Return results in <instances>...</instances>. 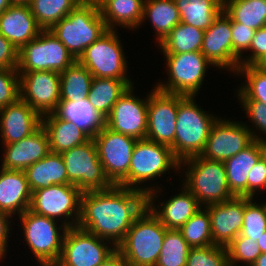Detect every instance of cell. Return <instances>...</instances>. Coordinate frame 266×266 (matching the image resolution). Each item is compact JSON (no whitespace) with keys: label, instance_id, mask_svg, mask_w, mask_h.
<instances>
[{"label":"cell","instance_id":"49","mask_svg":"<svg viewBox=\"0 0 266 266\" xmlns=\"http://www.w3.org/2000/svg\"><path fill=\"white\" fill-rule=\"evenodd\" d=\"M18 50L0 34V69H17Z\"/></svg>","mask_w":266,"mask_h":266},{"label":"cell","instance_id":"14","mask_svg":"<svg viewBox=\"0 0 266 266\" xmlns=\"http://www.w3.org/2000/svg\"><path fill=\"white\" fill-rule=\"evenodd\" d=\"M104 240L78 226L68 228L55 266H98L117 249L108 247V240Z\"/></svg>","mask_w":266,"mask_h":266},{"label":"cell","instance_id":"2","mask_svg":"<svg viewBox=\"0 0 266 266\" xmlns=\"http://www.w3.org/2000/svg\"><path fill=\"white\" fill-rule=\"evenodd\" d=\"M168 229L146 206L117 246L128 266H155Z\"/></svg>","mask_w":266,"mask_h":266},{"label":"cell","instance_id":"30","mask_svg":"<svg viewBox=\"0 0 266 266\" xmlns=\"http://www.w3.org/2000/svg\"><path fill=\"white\" fill-rule=\"evenodd\" d=\"M132 86L130 79L93 78L88 101L91 106L105 119L113 105Z\"/></svg>","mask_w":266,"mask_h":266},{"label":"cell","instance_id":"9","mask_svg":"<svg viewBox=\"0 0 266 266\" xmlns=\"http://www.w3.org/2000/svg\"><path fill=\"white\" fill-rule=\"evenodd\" d=\"M61 155L68 184L75 185L81 192L106 190L113 186L104 173L93 138Z\"/></svg>","mask_w":266,"mask_h":266},{"label":"cell","instance_id":"20","mask_svg":"<svg viewBox=\"0 0 266 266\" xmlns=\"http://www.w3.org/2000/svg\"><path fill=\"white\" fill-rule=\"evenodd\" d=\"M205 207L210 215L213 243L226 247L241 234L245 197H234Z\"/></svg>","mask_w":266,"mask_h":266},{"label":"cell","instance_id":"15","mask_svg":"<svg viewBox=\"0 0 266 266\" xmlns=\"http://www.w3.org/2000/svg\"><path fill=\"white\" fill-rule=\"evenodd\" d=\"M81 195L75 185H51L32 192L29 210L55 220L61 216L72 219L71 216L75 215V220L72 219V227H75L80 219Z\"/></svg>","mask_w":266,"mask_h":266},{"label":"cell","instance_id":"52","mask_svg":"<svg viewBox=\"0 0 266 266\" xmlns=\"http://www.w3.org/2000/svg\"><path fill=\"white\" fill-rule=\"evenodd\" d=\"M261 253H266V230L261 234L260 238L257 239Z\"/></svg>","mask_w":266,"mask_h":266},{"label":"cell","instance_id":"48","mask_svg":"<svg viewBox=\"0 0 266 266\" xmlns=\"http://www.w3.org/2000/svg\"><path fill=\"white\" fill-rule=\"evenodd\" d=\"M241 103L256 129L266 135V105L256 100H241Z\"/></svg>","mask_w":266,"mask_h":266},{"label":"cell","instance_id":"56","mask_svg":"<svg viewBox=\"0 0 266 266\" xmlns=\"http://www.w3.org/2000/svg\"><path fill=\"white\" fill-rule=\"evenodd\" d=\"M255 66L266 71V54Z\"/></svg>","mask_w":266,"mask_h":266},{"label":"cell","instance_id":"33","mask_svg":"<svg viewBox=\"0 0 266 266\" xmlns=\"http://www.w3.org/2000/svg\"><path fill=\"white\" fill-rule=\"evenodd\" d=\"M147 17L155 28L159 44L181 22L174 0H144L142 22Z\"/></svg>","mask_w":266,"mask_h":266},{"label":"cell","instance_id":"11","mask_svg":"<svg viewBox=\"0 0 266 266\" xmlns=\"http://www.w3.org/2000/svg\"><path fill=\"white\" fill-rule=\"evenodd\" d=\"M167 59L168 81L158 83L160 91L183 96H196L204 80L206 68L213 65L201 51L164 54Z\"/></svg>","mask_w":266,"mask_h":266},{"label":"cell","instance_id":"4","mask_svg":"<svg viewBox=\"0 0 266 266\" xmlns=\"http://www.w3.org/2000/svg\"><path fill=\"white\" fill-rule=\"evenodd\" d=\"M194 100V96L178 94L173 155L179 162L203 152L211 127L217 120L199 108Z\"/></svg>","mask_w":266,"mask_h":266},{"label":"cell","instance_id":"54","mask_svg":"<svg viewBox=\"0 0 266 266\" xmlns=\"http://www.w3.org/2000/svg\"><path fill=\"white\" fill-rule=\"evenodd\" d=\"M10 0H0V14L11 6Z\"/></svg>","mask_w":266,"mask_h":266},{"label":"cell","instance_id":"55","mask_svg":"<svg viewBox=\"0 0 266 266\" xmlns=\"http://www.w3.org/2000/svg\"><path fill=\"white\" fill-rule=\"evenodd\" d=\"M32 0H10L12 5H30Z\"/></svg>","mask_w":266,"mask_h":266},{"label":"cell","instance_id":"5","mask_svg":"<svg viewBox=\"0 0 266 266\" xmlns=\"http://www.w3.org/2000/svg\"><path fill=\"white\" fill-rule=\"evenodd\" d=\"M182 164L188 165L184 186L200 205L217 204L235 197L229 190L226 169L222 161L208 160L198 155L179 162V170Z\"/></svg>","mask_w":266,"mask_h":266},{"label":"cell","instance_id":"28","mask_svg":"<svg viewBox=\"0 0 266 266\" xmlns=\"http://www.w3.org/2000/svg\"><path fill=\"white\" fill-rule=\"evenodd\" d=\"M107 29L122 25L137 28L142 24L144 0H96Z\"/></svg>","mask_w":266,"mask_h":266},{"label":"cell","instance_id":"53","mask_svg":"<svg viewBox=\"0 0 266 266\" xmlns=\"http://www.w3.org/2000/svg\"><path fill=\"white\" fill-rule=\"evenodd\" d=\"M251 266H266V253H261Z\"/></svg>","mask_w":266,"mask_h":266},{"label":"cell","instance_id":"42","mask_svg":"<svg viewBox=\"0 0 266 266\" xmlns=\"http://www.w3.org/2000/svg\"><path fill=\"white\" fill-rule=\"evenodd\" d=\"M186 266H230L227 248L215 244L191 248Z\"/></svg>","mask_w":266,"mask_h":266},{"label":"cell","instance_id":"16","mask_svg":"<svg viewBox=\"0 0 266 266\" xmlns=\"http://www.w3.org/2000/svg\"><path fill=\"white\" fill-rule=\"evenodd\" d=\"M20 98L41 116L54 113L60 103V73L19 72Z\"/></svg>","mask_w":266,"mask_h":266},{"label":"cell","instance_id":"43","mask_svg":"<svg viewBox=\"0 0 266 266\" xmlns=\"http://www.w3.org/2000/svg\"><path fill=\"white\" fill-rule=\"evenodd\" d=\"M229 265L237 266L236 262L242 261L251 266L261 254L259 245L253 238L239 234L227 246Z\"/></svg>","mask_w":266,"mask_h":266},{"label":"cell","instance_id":"17","mask_svg":"<svg viewBox=\"0 0 266 266\" xmlns=\"http://www.w3.org/2000/svg\"><path fill=\"white\" fill-rule=\"evenodd\" d=\"M178 94L166 93L155 87L148 96L146 139L171 148L176 132Z\"/></svg>","mask_w":266,"mask_h":266},{"label":"cell","instance_id":"27","mask_svg":"<svg viewBox=\"0 0 266 266\" xmlns=\"http://www.w3.org/2000/svg\"><path fill=\"white\" fill-rule=\"evenodd\" d=\"M183 190L166 201L167 203L162 202L161 208L163 209L159 208L158 210L155 205H147L167 229L178 230L201 209V205L194 195L185 186H183Z\"/></svg>","mask_w":266,"mask_h":266},{"label":"cell","instance_id":"47","mask_svg":"<svg viewBox=\"0 0 266 266\" xmlns=\"http://www.w3.org/2000/svg\"><path fill=\"white\" fill-rule=\"evenodd\" d=\"M249 50H252L251 56L240 59L239 66H255L266 54V26L255 30Z\"/></svg>","mask_w":266,"mask_h":266},{"label":"cell","instance_id":"6","mask_svg":"<svg viewBox=\"0 0 266 266\" xmlns=\"http://www.w3.org/2000/svg\"><path fill=\"white\" fill-rule=\"evenodd\" d=\"M172 167L179 169V161L174 157L170 147L148 139L137 140L129 166V188L146 193L147 205H154L157 189L154 187L153 189L139 188L133 185L141 184L143 181L151 180V178L153 180Z\"/></svg>","mask_w":266,"mask_h":266},{"label":"cell","instance_id":"21","mask_svg":"<svg viewBox=\"0 0 266 266\" xmlns=\"http://www.w3.org/2000/svg\"><path fill=\"white\" fill-rule=\"evenodd\" d=\"M2 142L11 144L32 135L42 126V116L19 98L0 108Z\"/></svg>","mask_w":266,"mask_h":266},{"label":"cell","instance_id":"31","mask_svg":"<svg viewBox=\"0 0 266 266\" xmlns=\"http://www.w3.org/2000/svg\"><path fill=\"white\" fill-rule=\"evenodd\" d=\"M63 120L72 122L93 138L104 126V118L91 106L88 98L60 102L54 112Z\"/></svg>","mask_w":266,"mask_h":266},{"label":"cell","instance_id":"22","mask_svg":"<svg viewBox=\"0 0 266 266\" xmlns=\"http://www.w3.org/2000/svg\"><path fill=\"white\" fill-rule=\"evenodd\" d=\"M5 145L2 167L7 170L25 171L50 153L49 139L41 126L32 135Z\"/></svg>","mask_w":266,"mask_h":266},{"label":"cell","instance_id":"19","mask_svg":"<svg viewBox=\"0 0 266 266\" xmlns=\"http://www.w3.org/2000/svg\"><path fill=\"white\" fill-rule=\"evenodd\" d=\"M201 53L216 67L233 73L240 67L233 59L231 18L222 10L205 30ZM235 69V70H234Z\"/></svg>","mask_w":266,"mask_h":266},{"label":"cell","instance_id":"7","mask_svg":"<svg viewBox=\"0 0 266 266\" xmlns=\"http://www.w3.org/2000/svg\"><path fill=\"white\" fill-rule=\"evenodd\" d=\"M24 229V238L41 266H55L62 253L65 232L72 223H62L57 227L55 219L37 215L29 209L20 216ZM59 228V229H58ZM60 229L63 231L60 235Z\"/></svg>","mask_w":266,"mask_h":266},{"label":"cell","instance_id":"29","mask_svg":"<svg viewBox=\"0 0 266 266\" xmlns=\"http://www.w3.org/2000/svg\"><path fill=\"white\" fill-rule=\"evenodd\" d=\"M31 191L56 184H68L66 166L59 153L50 152L25 170Z\"/></svg>","mask_w":266,"mask_h":266},{"label":"cell","instance_id":"37","mask_svg":"<svg viewBox=\"0 0 266 266\" xmlns=\"http://www.w3.org/2000/svg\"><path fill=\"white\" fill-rule=\"evenodd\" d=\"M81 2L82 0H32L29 6L37 24L43 30H49Z\"/></svg>","mask_w":266,"mask_h":266},{"label":"cell","instance_id":"38","mask_svg":"<svg viewBox=\"0 0 266 266\" xmlns=\"http://www.w3.org/2000/svg\"><path fill=\"white\" fill-rule=\"evenodd\" d=\"M178 230L192 248L207 247L214 244L211 220L207 209L198 210Z\"/></svg>","mask_w":266,"mask_h":266},{"label":"cell","instance_id":"41","mask_svg":"<svg viewBox=\"0 0 266 266\" xmlns=\"http://www.w3.org/2000/svg\"><path fill=\"white\" fill-rule=\"evenodd\" d=\"M251 197H245V211L241 235L257 241L266 230V203L261 205L252 202Z\"/></svg>","mask_w":266,"mask_h":266},{"label":"cell","instance_id":"45","mask_svg":"<svg viewBox=\"0 0 266 266\" xmlns=\"http://www.w3.org/2000/svg\"><path fill=\"white\" fill-rule=\"evenodd\" d=\"M233 59L239 64L242 52L249 50L255 30L231 19Z\"/></svg>","mask_w":266,"mask_h":266},{"label":"cell","instance_id":"34","mask_svg":"<svg viewBox=\"0 0 266 266\" xmlns=\"http://www.w3.org/2000/svg\"><path fill=\"white\" fill-rule=\"evenodd\" d=\"M92 80V74L76 60L65 71L60 72V102L88 98Z\"/></svg>","mask_w":266,"mask_h":266},{"label":"cell","instance_id":"25","mask_svg":"<svg viewBox=\"0 0 266 266\" xmlns=\"http://www.w3.org/2000/svg\"><path fill=\"white\" fill-rule=\"evenodd\" d=\"M266 152V144L253 140L246 148L224 161L228 187L235 197H247L250 170Z\"/></svg>","mask_w":266,"mask_h":266},{"label":"cell","instance_id":"44","mask_svg":"<svg viewBox=\"0 0 266 266\" xmlns=\"http://www.w3.org/2000/svg\"><path fill=\"white\" fill-rule=\"evenodd\" d=\"M20 98V76L17 69H0V108Z\"/></svg>","mask_w":266,"mask_h":266},{"label":"cell","instance_id":"12","mask_svg":"<svg viewBox=\"0 0 266 266\" xmlns=\"http://www.w3.org/2000/svg\"><path fill=\"white\" fill-rule=\"evenodd\" d=\"M116 30L108 29L77 60L93 78L128 79L127 62Z\"/></svg>","mask_w":266,"mask_h":266},{"label":"cell","instance_id":"50","mask_svg":"<svg viewBox=\"0 0 266 266\" xmlns=\"http://www.w3.org/2000/svg\"><path fill=\"white\" fill-rule=\"evenodd\" d=\"M11 216L7 213H5L4 211L0 210V258H4L3 256H5V251L7 250V240H8V234H9V230L10 227V222H9V218Z\"/></svg>","mask_w":266,"mask_h":266},{"label":"cell","instance_id":"8","mask_svg":"<svg viewBox=\"0 0 266 266\" xmlns=\"http://www.w3.org/2000/svg\"><path fill=\"white\" fill-rule=\"evenodd\" d=\"M76 60L50 30L24 45L18 52V72L65 71Z\"/></svg>","mask_w":266,"mask_h":266},{"label":"cell","instance_id":"40","mask_svg":"<svg viewBox=\"0 0 266 266\" xmlns=\"http://www.w3.org/2000/svg\"><path fill=\"white\" fill-rule=\"evenodd\" d=\"M245 75L246 86L237 91L240 100H256L266 105V71L256 66H240L237 73Z\"/></svg>","mask_w":266,"mask_h":266},{"label":"cell","instance_id":"32","mask_svg":"<svg viewBox=\"0 0 266 266\" xmlns=\"http://www.w3.org/2000/svg\"><path fill=\"white\" fill-rule=\"evenodd\" d=\"M180 21L207 30L223 10V0H174Z\"/></svg>","mask_w":266,"mask_h":266},{"label":"cell","instance_id":"1","mask_svg":"<svg viewBox=\"0 0 266 266\" xmlns=\"http://www.w3.org/2000/svg\"><path fill=\"white\" fill-rule=\"evenodd\" d=\"M146 206V193L119 185L82 192L77 226L117 247Z\"/></svg>","mask_w":266,"mask_h":266},{"label":"cell","instance_id":"23","mask_svg":"<svg viewBox=\"0 0 266 266\" xmlns=\"http://www.w3.org/2000/svg\"><path fill=\"white\" fill-rule=\"evenodd\" d=\"M42 30L28 5H11L0 14V34L18 51Z\"/></svg>","mask_w":266,"mask_h":266},{"label":"cell","instance_id":"36","mask_svg":"<svg viewBox=\"0 0 266 266\" xmlns=\"http://www.w3.org/2000/svg\"><path fill=\"white\" fill-rule=\"evenodd\" d=\"M205 31L180 22L159 44L163 54H180L200 51Z\"/></svg>","mask_w":266,"mask_h":266},{"label":"cell","instance_id":"51","mask_svg":"<svg viewBox=\"0 0 266 266\" xmlns=\"http://www.w3.org/2000/svg\"><path fill=\"white\" fill-rule=\"evenodd\" d=\"M98 266H128L122 254L116 249L105 261Z\"/></svg>","mask_w":266,"mask_h":266},{"label":"cell","instance_id":"39","mask_svg":"<svg viewBox=\"0 0 266 266\" xmlns=\"http://www.w3.org/2000/svg\"><path fill=\"white\" fill-rule=\"evenodd\" d=\"M192 247L177 229H168L155 266H186Z\"/></svg>","mask_w":266,"mask_h":266},{"label":"cell","instance_id":"3","mask_svg":"<svg viewBox=\"0 0 266 266\" xmlns=\"http://www.w3.org/2000/svg\"><path fill=\"white\" fill-rule=\"evenodd\" d=\"M78 60L85 49L108 29L96 2L82 1L49 29Z\"/></svg>","mask_w":266,"mask_h":266},{"label":"cell","instance_id":"26","mask_svg":"<svg viewBox=\"0 0 266 266\" xmlns=\"http://www.w3.org/2000/svg\"><path fill=\"white\" fill-rule=\"evenodd\" d=\"M42 127L48 135L50 152L53 153L61 154L91 139L77 125L61 119L55 113L42 116Z\"/></svg>","mask_w":266,"mask_h":266},{"label":"cell","instance_id":"13","mask_svg":"<svg viewBox=\"0 0 266 266\" xmlns=\"http://www.w3.org/2000/svg\"><path fill=\"white\" fill-rule=\"evenodd\" d=\"M252 131L245 124L217 118L200 156L224 162L246 148L253 140L266 144V138H260Z\"/></svg>","mask_w":266,"mask_h":266},{"label":"cell","instance_id":"35","mask_svg":"<svg viewBox=\"0 0 266 266\" xmlns=\"http://www.w3.org/2000/svg\"><path fill=\"white\" fill-rule=\"evenodd\" d=\"M223 10L234 22L254 30L266 26V0H223Z\"/></svg>","mask_w":266,"mask_h":266},{"label":"cell","instance_id":"10","mask_svg":"<svg viewBox=\"0 0 266 266\" xmlns=\"http://www.w3.org/2000/svg\"><path fill=\"white\" fill-rule=\"evenodd\" d=\"M93 140L106 177L113 185L129 188V166L137 139L104 125Z\"/></svg>","mask_w":266,"mask_h":266},{"label":"cell","instance_id":"24","mask_svg":"<svg viewBox=\"0 0 266 266\" xmlns=\"http://www.w3.org/2000/svg\"><path fill=\"white\" fill-rule=\"evenodd\" d=\"M32 191L25 171H0V210L12 217L16 211L19 216L30 208Z\"/></svg>","mask_w":266,"mask_h":266},{"label":"cell","instance_id":"18","mask_svg":"<svg viewBox=\"0 0 266 266\" xmlns=\"http://www.w3.org/2000/svg\"><path fill=\"white\" fill-rule=\"evenodd\" d=\"M132 90L133 86H130L113 105L104 125L137 140L146 139L148 98H137Z\"/></svg>","mask_w":266,"mask_h":266},{"label":"cell","instance_id":"46","mask_svg":"<svg viewBox=\"0 0 266 266\" xmlns=\"http://www.w3.org/2000/svg\"><path fill=\"white\" fill-rule=\"evenodd\" d=\"M266 189V152L259 158L248 174L247 197L253 198L256 190Z\"/></svg>","mask_w":266,"mask_h":266}]
</instances>
